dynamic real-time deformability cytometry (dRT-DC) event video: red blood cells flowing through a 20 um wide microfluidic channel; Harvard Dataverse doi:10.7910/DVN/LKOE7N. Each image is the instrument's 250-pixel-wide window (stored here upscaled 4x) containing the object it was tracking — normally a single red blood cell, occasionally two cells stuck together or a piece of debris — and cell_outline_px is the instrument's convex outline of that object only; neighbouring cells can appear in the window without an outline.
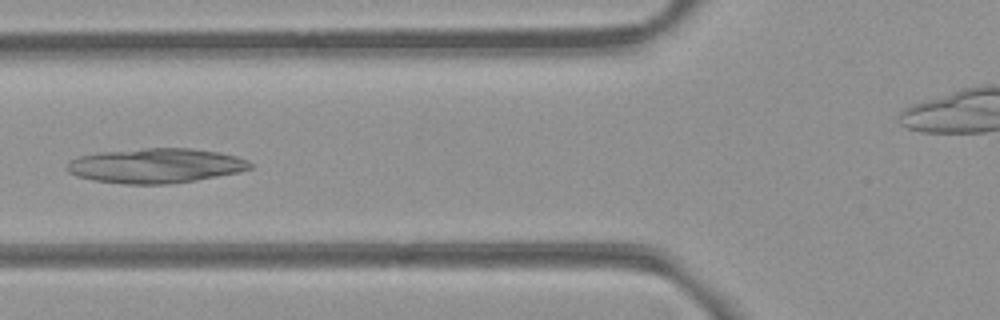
{"species": "common noctule bat (a hibernating species)", "species_latin": "Nyctalus noctula", "temperature_condition": "room temperature", "stored_images_in_passage": 54, "camera_frame_rate_fps": 3000, "um_per_image_px": 0.085, "animal": {"sex": "female", "body_mass_g": 21.9}, "frame": {"image": 1, "passage_image": 21, "time_ms": 6.667, "image_size_px": [1000, 320], "cell_outline_px": [[252, 168], [240, 172], [196, 180], [168, 184], [124, 184], [92, 180], [76, 176], [68, 172], [64, 168], [72, 160], [80, 156], [100, 152], [144, 148], [188, 148], [216, 152], [236, 156], [248, 160], [252, 164]], "centroid_in_image_um": [13.23, 14.09], "position_along_channel_um": 112.6, "area_um2": 37.05}}
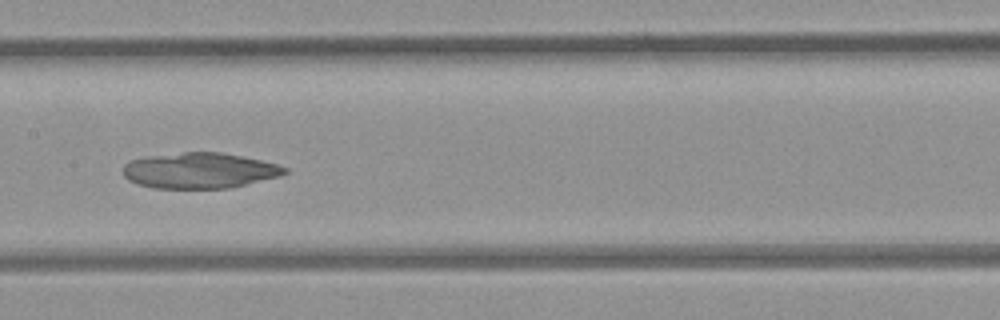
{"frame": {"image": 2, "passage_image": 27, "time_ms": 8.667, "image_size_px": [1000, 320], "cell_outline_px": [[288, 172], [280, 176], [228, 188], [152, 188], [136, 184], [128, 180], [124, 176], [124, 164], [132, 160], [148, 156], [184, 152], [220, 152], [260, 160], [276, 164], [288, 168]], "centroid_in_image_um": [16.94, 14.5], "position_along_channel_um": 190.5, "area_um2": 33.41}}
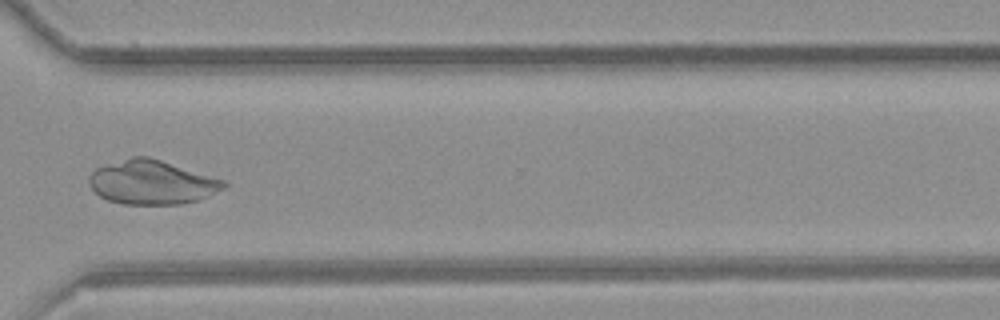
{"frame": {"image": 3, "passage_image": 40, "time_ms": 13.0, "image_size_px": [1000, 320], "cell_outline_px": [[228, 184], [224, 188], [200, 200], [180, 204], [120, 204], [108, 200], [100, 196], [88, 184], [88, 180], [92, 172], [96, 168], [132, 156], [148, 156], [224, 180]], "centroid_in_image_um": [12.9, 15.5], "position_along_channel_um": 357.7, "area_um2": 34.39}}